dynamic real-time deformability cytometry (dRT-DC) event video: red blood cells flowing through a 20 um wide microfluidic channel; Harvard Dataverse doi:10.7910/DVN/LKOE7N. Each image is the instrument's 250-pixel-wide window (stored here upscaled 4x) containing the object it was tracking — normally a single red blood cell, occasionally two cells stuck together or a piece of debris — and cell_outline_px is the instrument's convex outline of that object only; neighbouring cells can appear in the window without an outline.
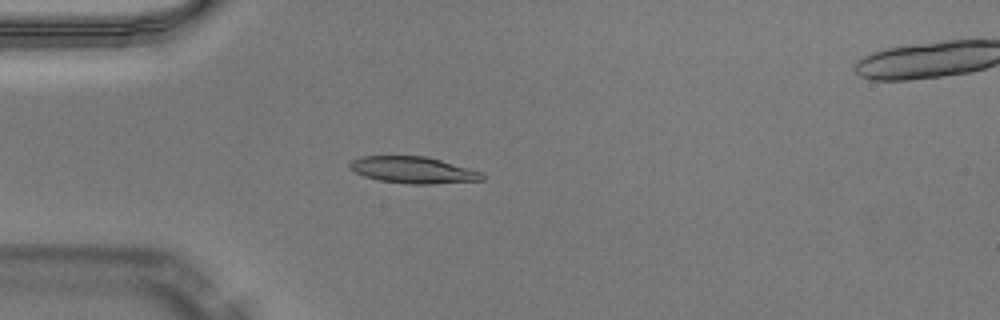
{"species": "Egyptian fruit bat (a non-hibernating species)", "species_latin": "Rousettus aegyptiacus", "temperature_condition": "warm", "stored_images_in_passage": 38, "segment_of_instrument_passage": [1, 2], "camera_frame_rate_fps": 3000, "um_per_image_px": 0.085, "animal": {"sex": "male"}, "frame": {"image": 1, "passage_image": 1, "time_ms": 0.0, "image_size_px": [1000, 320], "cell_outline_px": [[484, 180], [432, 184], [408, 184], [380, 180], [364, 176], [348, 168], [348, 164], [352, 160], [360, 156], [424, 156], [440, 160], [468, 168], [480, 172], [484, 176]], "centroid_in_image_um": [35.08, 14.45], "position_along_channel_um": 49.9, "area_um2": 20.4}}
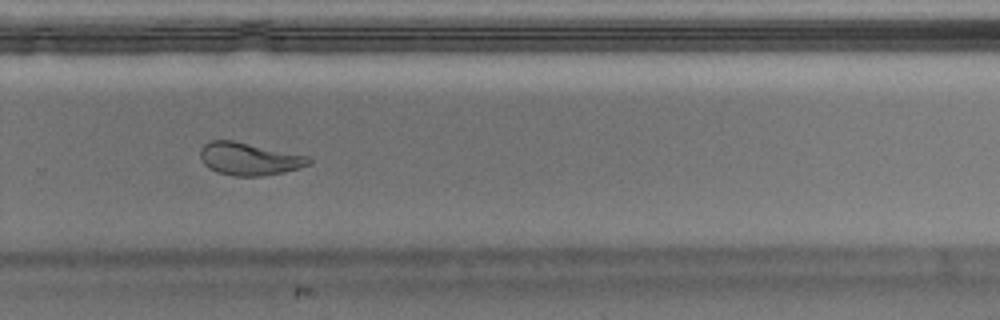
{"frame": {"image": 2, "passage_image": 21, "time_ms": 6.667, "image_size_px": [1000, 320], "cell_outline_px": [[312, 164], [284, 172], [260, 176], [232, 176], [216, 172], [208, 168], [200, 160], [200, 148], [204, 144], [212, 140], [232, 140], [308, 156], [312, 160]], "centroid_in_image_um": [21.15, 13.51], "position_along_channel_um": 308.7, "area_um2": 20.69}}
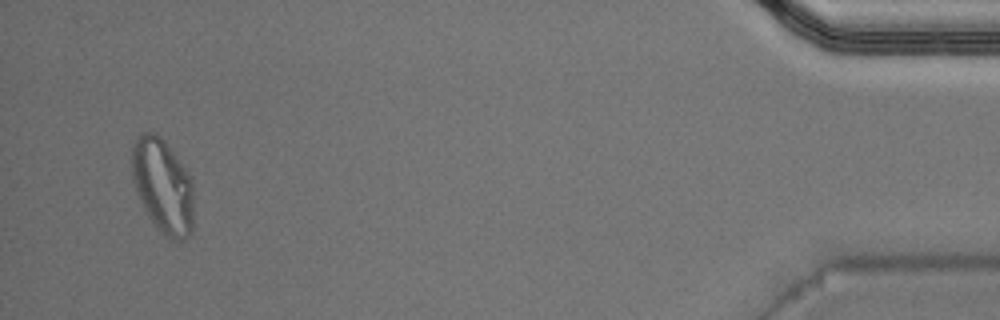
{"frame": {"image": 3, "passage_image": 35, "time_ms": 11.333, "image_size_px": [1000, 320], "cell_outline_px": [[192, 232], [184, 240], [172, 240], [164, 236], [156, 228], [148, 216], [140, 200], [132, 180], [132, 144], [136, 136], [144, 132], [156, 132], [164, 140], [188, 172], [192, 184]], "centroid_in_image_um": [13.81, 15.8], "position_along_channel_um": 421.4, "area_um2": 34.16}}